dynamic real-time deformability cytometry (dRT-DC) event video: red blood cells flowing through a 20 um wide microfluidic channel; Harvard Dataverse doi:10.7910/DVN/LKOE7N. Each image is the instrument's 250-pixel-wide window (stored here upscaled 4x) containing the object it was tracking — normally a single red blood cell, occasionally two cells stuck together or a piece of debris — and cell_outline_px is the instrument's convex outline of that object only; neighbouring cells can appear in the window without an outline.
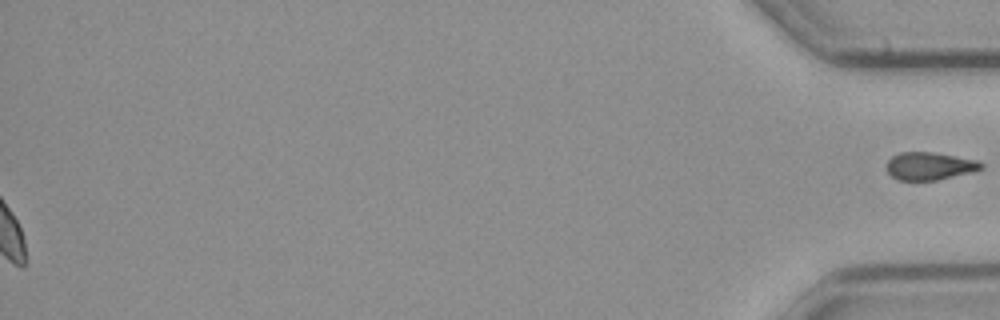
{"species": "common noctule bat (a hibernating species)", "species_latin": "Nyctalus noctula", "temperature_condition": "cold", "stored_images_in_passage": 56, "segment_of_instrument_passage": [2, 2], "camera_frame_rate_fps": 3000, "um_per_image_px": 0.085, "animal": {"sex": "male", "body_mass_g": 23.1, "forearm_length_mm": 52.7}, "frame": {"image": 1, "passage_image": 56, "time_ms": 18.333, "image_size_px": [1000, 320], "cell_outline_px": [[984, 168], [972, 172], [936, 180], [896, 180], [884, 168], [888, 160], [892, 156], [900, 152], [932, 152], [976, 160], [984, 164]], "centroid_in_image_um": [78.98, 14.11], "position_along_channel_um": 356.2, "area_um2": 15.32}}